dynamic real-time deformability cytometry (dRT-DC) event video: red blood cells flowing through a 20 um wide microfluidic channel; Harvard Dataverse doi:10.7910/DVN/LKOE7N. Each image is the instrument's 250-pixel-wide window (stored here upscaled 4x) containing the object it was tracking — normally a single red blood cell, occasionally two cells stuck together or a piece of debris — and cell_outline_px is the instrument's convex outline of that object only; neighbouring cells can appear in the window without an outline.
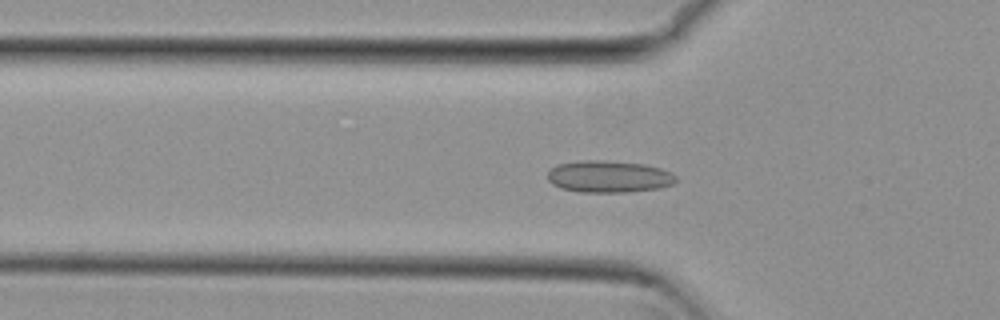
{"species": "common noctule bat (a hibernating species)", "species_latin": "Nyctalus noctula", "temperature_condition": "cold", "stored_images_in_passage": 49, "camera_frame_rate_fps": 3000, "um_per_image_px": 0.085, "animal": {"sex": "female", "body_mass_g": 29.2, "forearm_length_mm": 56.3}, "frame": {"image": 1, "passage_image": 12, "time_ms": 3.667, "image_size_px": [1000, 320], "cell_outline_px": [[676, 180], [672, 184], [660, 188], [628, 192], [580, 192], [560, 188], [552, 184], [548, 180], [548, 172], [556, 164], [580, 160], [600, 160], [644, 164], [660, 168], [672, 172], [676, 176]], "centroid_in_image_um": [51.74, 15.01], "position_along_channel_um": 74.1, "area_um2": 23.99}}
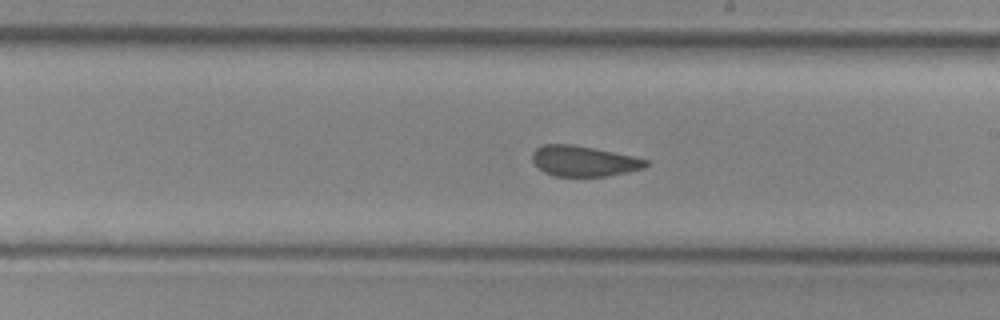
{"frame": {"image": 2, "passage_image": 25, "time_ms": 8.0, "image_size_px": [1000, 320], "cell_outline_px": [[648, 164], [644, 168], [628, 172], [608, 176], [552, 176], [544, 172], [532, 160], [532, 152], [536, 148], [544, 144], [572, 144], [632, 156], [648, 160]], "centroid_in_image_um": [49.6, 13.7], "position_along_channel_um": 239.4, "area_um2": 20.06}}
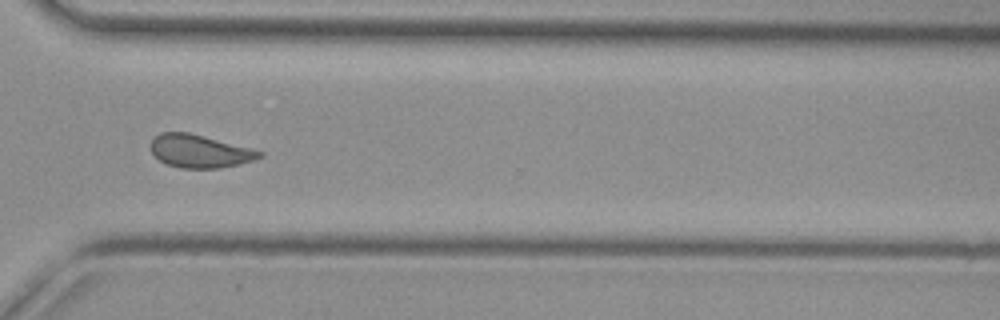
{"frame": {"image": 3, "passage_image": 34, "time_ms": 11.0, "image_size_px": [1000, 320], "cell_outline_px": [[264, 156], [252, 160], [220, 168], [180, 168], [168, 164], [152, 156], [148, 144], [160, 132], [188, 132], [252, 148], [264, 152]], "centroid_in_image_um": [16.93, 12.84], "position_along_channel_um": 353.7, "area_um2": 20.98}, "authors_computed_cell_mechanics": {"area_um2": 21.4438, "velocity_mm_per_s": 3.8031, "shape_relaxation_time_tau1_ms": null, "shape_relaxation_time_tau2_ms": 1.5441, "deformation_change_tau1": null, "deformation_change_tau2": 0.0699}}